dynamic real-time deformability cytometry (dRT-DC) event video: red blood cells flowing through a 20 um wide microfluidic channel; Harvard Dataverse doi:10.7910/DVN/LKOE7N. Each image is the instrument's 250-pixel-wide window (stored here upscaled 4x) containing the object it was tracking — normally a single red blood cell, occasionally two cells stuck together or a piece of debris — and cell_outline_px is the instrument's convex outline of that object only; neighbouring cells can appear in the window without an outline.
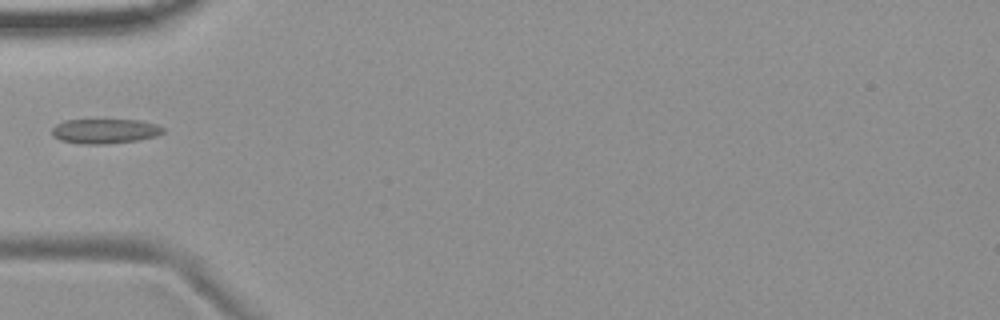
{"species": "common noctule bat (a hibernating species)", "species_latin": "Nyctalus noctula", "temperature_condition": "room temperature", "stored_images_in_passage": 37, "camera_frame_rate_fps": 3000, "um_per_image_px": 0.085, "animal": {"sex": "female", "body_mass_g": 19.9}, "frame": {"image": 1, "passage_image": 1, "time_ms": 0.0, "image_size_px": [1000, 320], "cell_outline_px": [[164, 132], [156, 136], [136, 140], [104, 144], [80, 144], [60, 140], [52, 136], [52, 128], [56, 124], [64, 120], [140, 120], [156, 124], [164, 128]], "centroid_in_image_um": [8.89, 11.14], "position_along_channel_um": 76.1, "area_um2": 16.01}}
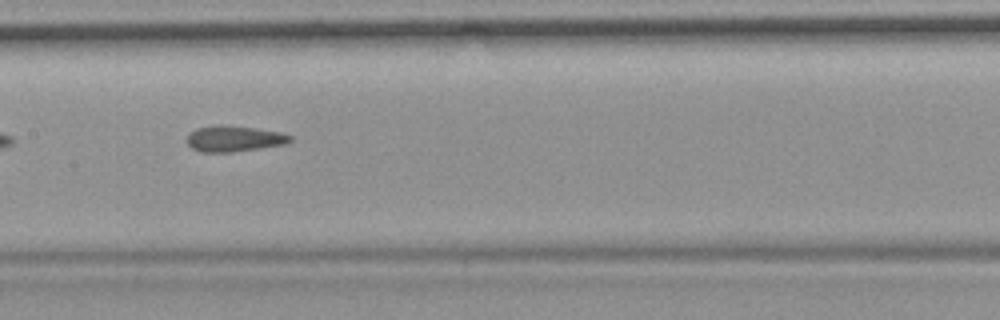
{"frame": {"image": 2, "passage_image": 10, "time_ms": 3.0, "image_size_px": [1000, 320], "cell_outline_px": [[292, 140], [284, 144], [232, 152], [200, 152], [192, 148], [188, 144], [188, 132], [196, 128], [220, 124], [256, 128], [280, 132], [292, 136]], "centroid_in_image_um": [19.87, 11.78], "position_along_channel_um": 187.5, "area_um2": 15.55}}
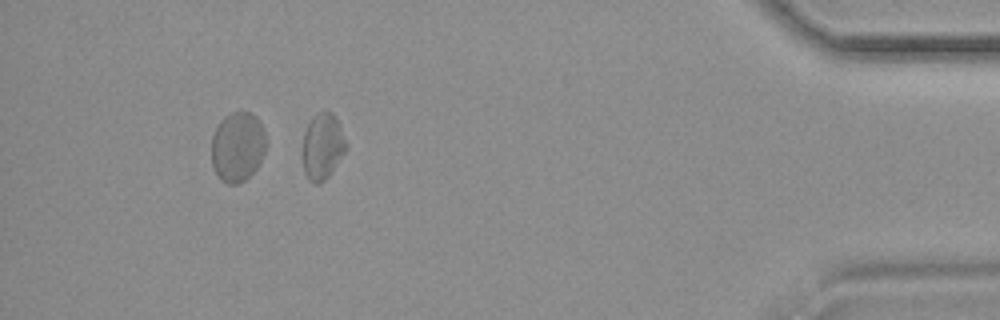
{"frame": {"image": 3, "passage_image": 32, "time_ms": 10.333, "image_size_px": [1000, 320], "cell_outline_px": [[348, 148], [328, 176], [320, 184], [316, 184], [308, 180], [304, 172], [300, 152], [304, 132], [312, 116], [320, 112], [332, 112], [340, 124], [348, 144]], "centroid_in_image_um": [27.39, 12.46], "position_along_channel_um": 407.8, "area_um2": 17.28}}